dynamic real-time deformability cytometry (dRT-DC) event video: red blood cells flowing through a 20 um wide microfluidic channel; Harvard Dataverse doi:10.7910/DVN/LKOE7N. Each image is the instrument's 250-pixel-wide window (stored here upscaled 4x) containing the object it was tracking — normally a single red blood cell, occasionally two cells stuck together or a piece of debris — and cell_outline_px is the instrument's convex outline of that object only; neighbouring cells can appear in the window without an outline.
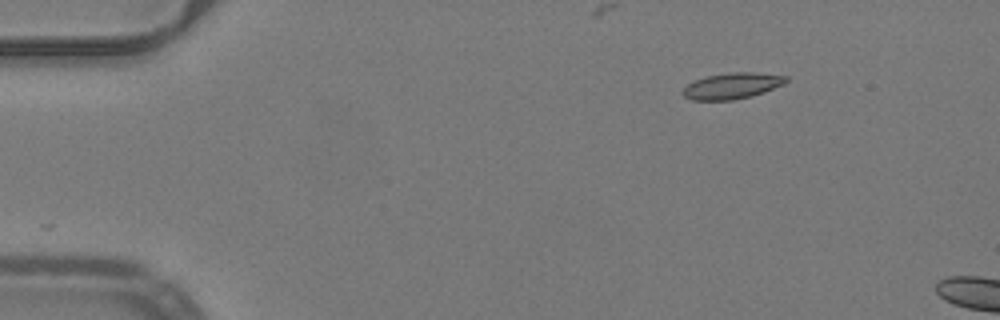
{"species": "common noctule bat (a hibernating species)", "species_latin": "Nyctalus noctula", "temperature_condition": "warm", "stored_images_in_passage": 44, "camera_frame_rate_fps": 3000, "um_per_image_px": 0.085, "animal": {"sex": "male", "body_mass_g": 19.2, "forearm_length_mm": 51.8}, "frame": {"image": 1, "passage_image": 1, "time_ms": 0.0, "image_size_px": [1000, 320], "cell_outline_px": [[788, 80], [784, 84], [764, 92], [752, 96], [732, 100], [692, 100], [684, 96], [680, 92], [688, 84], [704, 76], [728, 72], [752, 72], [788, 76]], "centroid_in_image_um": [62.22, 7.29], "position_along_channel_um": 22.8, "area_um2": 15.78}}
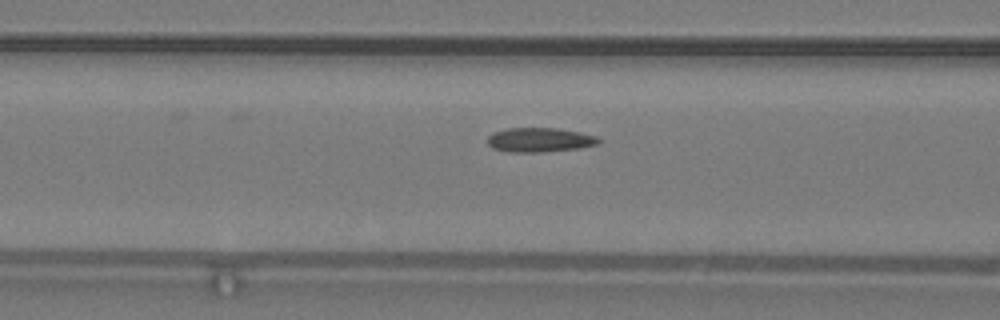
{"frame": {"image": 2, "passage_image": 15, "time_ms": 4.667, "image_size_px": [1000, 320], "cell_outline_px": [[600, 144], [580, 148], [544, 152], [508, 152], [492, 148], [488, 144], [488, 136], [492, 132], [508, 128], [556, 128], [580, 132], [596, 136], [600, 140]], "centroid_in_image_um": [45.87, 11.89], "position_along_channel_um": 120.7, "area_um2": 15.9}}
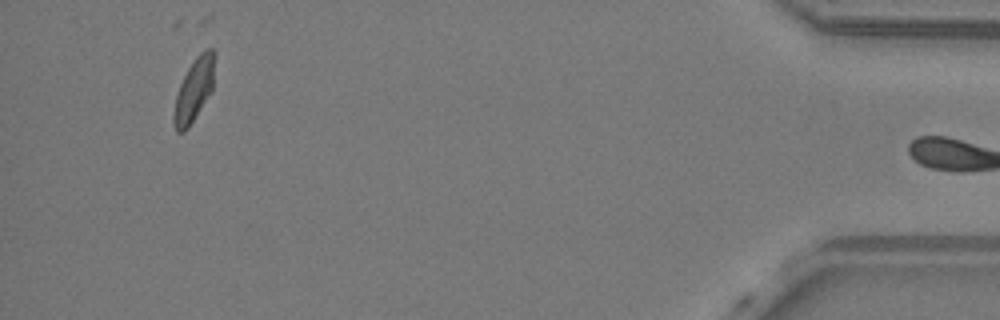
{"frame": {"image": 3, "passage_image": 43, "time_ms": 14.0, "image_size_px": [1000, 320], "cell_outline_px": [[212, 92], [188, 128], [184, 132], [176, 132], [172, 124], [172, 116], [176, 96], [180, 84], [188, 68], [196, 56], [200, 52], [208, 48], [212, 48]], "centroid_in_image_um": [16.43, 7.74], "position_along_channel_um": 418.8, "area_um2": 14.68}, "authors_computed_cell_mechanics": {"area_um2": 15.2881, "velocity_mm_per_s": 3.9892, "shape_relaxation_time_tau1_ms": 7.3994, "shape_relaxation_time_tau2_ms": 2.187, "deformation_change_tau1": 0.1614, "deformation_change_tau2": 0.0761}}